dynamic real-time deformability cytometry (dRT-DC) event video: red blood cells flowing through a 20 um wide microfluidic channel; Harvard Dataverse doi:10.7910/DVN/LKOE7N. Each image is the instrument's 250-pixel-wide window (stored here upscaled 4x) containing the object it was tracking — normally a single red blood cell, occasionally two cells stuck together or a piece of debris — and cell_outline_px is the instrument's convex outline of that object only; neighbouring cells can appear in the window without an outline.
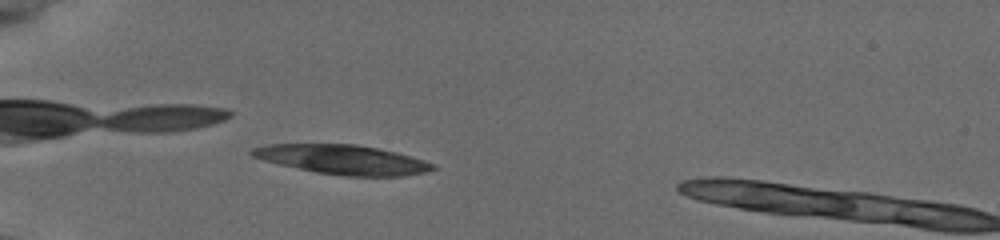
{"species": "common noctule bat (a hibernating species)", "species_latin": "Nyctalus noctula", "temperature_condition": "cold", "stored_images_in_passage": 39, "camera_frame_rate_fps": 3000, "um_per_image_px": 0.085, "animal": {"sex": "female", "body_mass_g": 19.5, "forearm_length_mm": 54.1}, "frame": {"image": 1, "passage_image": 2, "time_ms": 0.333, "image_size_px": [1000, 240], "cell_outline_px": [[436, 168], [428, 172], [404, 176], [344, 176], [316, 172], [280, 164], [264, 160], [252, 156], [248, 152], [252, 148], [268, 144], [356, 144], [396, 152], [432, 164]], "centroid_in_image_um": [29.09, 13.56], "position_along_channel_um": 55.9, "area_um2": 30.63}}
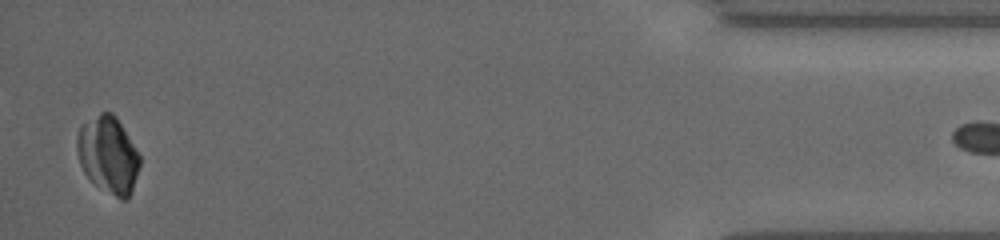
{"frame": {"image": 2, "passage_image": 38, "time_ms": 12.333, "image_size_px": [1000, 240], "cell_outline_px": [[140, 164], [132, 192], [128, 200], [120, 200], [96, 184], [84, 172], [80, 164], [76, 152], [76, 136], [80, 124], [100, 112], [112, 112], [116, 116], [140, 156]], "centroid_in_image_um": [9.18, 13.15], "position_along_channel_um": 426.0, "area_um2": 28.26}}